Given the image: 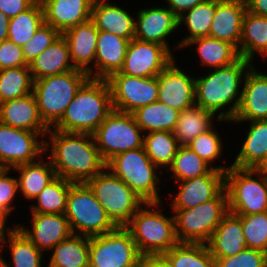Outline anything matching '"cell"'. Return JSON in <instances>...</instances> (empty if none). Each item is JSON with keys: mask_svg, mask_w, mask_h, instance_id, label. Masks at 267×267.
<instances>
[{"mask_svg": "<svg viewBox=\"0 0 267 267\" xmlns=\"http://www.w3.org/2000/svg\"><path fill=\"white\" fill-rule=\"evenodd\" d=\"M10 18L0 11V43L8 40V27Z\"/></svg>", "mask_w": 267, "mask_h": 267, "instance_id": "obj_55", "label": "cell"}, {"mask_svg": "<svg viewBox=\"0 0 267 267\" xmlns=\"http://www.w3.org/2000/svg\"><path fill=\"white\" fill-rule=\"evenodd\" d=\"M60 35L61 33L51 25L42 24L34 36L22 47L26 63L30 64L38 55L54 43Z\"/></svg>", "mask_w": 267, "mask_h": 267, "instance_id": "obj_45", "label": "cell"}, {"mask_svg": "<svg viewBox=\"0 0 267 267\" xmlns=\"http://www.w3.org/2000/svg\"><path fill=\"white\" fill-rule=\"evenodd\" d=\"M121 6L111 4L105 0H94L91 20L101 31L113 33L131 41L135 36V20Z\"/></svg>", "mask_w": 267, "mask_h": 267, "instance_id": "obj_27", "label": "cell"}, {"mask_svg": "<svg viewBox=\"0 0 267 267\" xmlns=\"http://www.w3.org/2000/svg\"><path fill=\"white\" fill-rule=\"evenodd\" d=\"M180 187L172 209H190L214 199L225 188V172L212 169L208 174L177 182Z\"/></svg>", "mask_w": 267, "mask_h": 267, "instance_id": "obj_17", "label": "cell"}, {"mask_svg": "<svg viewBox=\"0 0 267 267\" xmlns=\"http://www.w3.org/2000/svg\"><path fill=\"white\" fill-rule=\"evenodd\" d=\"M134 38L161 44L170 52L166 37L179 27L178 17L167 7H151L137 13Z\"/></svg>", "mask_w": 267, "mask_h": 267, "instance_id": "obj_19", "label": "cell"}, {"mask_svg": "<svg viewBox=\"0 0 267 267\" xmlns=\"http://www.w3.org/2000/svg\"><path fill=\"white\" fill-rule=\"evenodd\" d=\"M213 127L195 137L188 145L205 162L215 161L222 153V141Z\"/></svg>", "mask_w": 267, "mask_h": 267, "instance_id": "obj_46", "label": "cell"}, {"mask_svg": "<svg viewBox=\"0 0 267 267\" xmlns=\"http://www.w3.org/2000/svg\"><path fill=\"white\" fill-rule=\"evenodd\" d=\"M0 122L14 128L47 133L49 128L42 121L33 93L0 104Z\"/></svg>", "mask_w": 267, "mask_h": 267, "instance_id": "obj_25", "label": "cell"}, {"mask_svg": "<svg viewBox=\"0 0 267 267\" xmlns=\"http://www.w3.org/2000/svg\"><path fill=\"white\" fill-rule=\"evenodd\" d=\"M28 66L22 47L6 40L0 43V70Z\"/></svg>", "mask_w": 267, "mask_h": 267, "instance_id": "obj_48", "label": "cell"}, {"mask_svg": "<svg viewBox=\"0 0 267 267\" xmlns=\"http://www.w3.org/2000/svg\"><path fill=\"white\" fill-rule=\"evenodd\" d=\"M175 59L157 76L158 101L183 111L195 105V77L175 66Z\"/></svg>", "mask_w": 267, "mask_h": 267, "instance_id": "obj_16", "label": "cell"}, {"mask_svg": "<svg viewBox=\"0 0 267 267\" xmlns=\"http://www.w3.org/2000/svg\"><path fill=\"white\" fill-rule=\"evenodd\" d=\"M8 217V214H6L5 212L0 210V251H2L3 247L1 244L4 243V240L6 238V236L9 235L10 232H12V230L16 227V225H14V227L11 229L10 227L7 226V231H5V224H6V219ZM5 232H7V235L5 234Z\"/></svg>", "mask_w": 267, "mask_h": 267, "instance_id": "obj_54", "label": "cell"}, {"mask_svg": "<svg viewBox=\"0 0 267 267\" xmlns=\"http://www.w3.org/2000/svg\"><path fill=\"white\" fill-rule=\"evenodd\" d=\"M256 52L267 57V17L247 10L242 20L239 55L253 61Z\"/></svg>", "mask_w": 267, "mask_h": 267, "instance_id": "obj_29", "label": "cell"}, {"mask_svg": "<svg viewBox=\"0 0 267 267\" xmlns=\"http://www.w3.org/2000/svg\"><path fill=\"white\" fill-rule=\"evenodd\" d=\"M161 203H144L125 226L142 256L163 255L179 243L174 215L168 218L162 209H155Z\"/></svg>", "mask_w": 267, "mask_h": 267, "instance_id": "obj_4", "label": "cell"}, {"mask_svg": "<svg viewBox=\"0 0 267 267\" xmlns=\"http://www.w3.org/2000/svg\"><path fill=\"white\" fill-rule=\"evenodd\" d=\"M246 4L249 12L267 17V0H246Z\"/></svg>", "mask_w": 267, "mask_h": 267, "instance_id": "obj_53", "label": "cell"}, {"mask_svg": "<svg viewBox=\"0 0 267 267\" xmlns=\"http://www.w3.org/2000/svg\"><path fill=\"white\" fill-rule=\"evenodd\" d=\"M31 214V230L20 224L16 226L41 251L53 249L72 234L65 214Z\"/></svg>", "mask_w": 267, "mask_h": 267, "instance_id": "obj_20", "label": "cell"}, {"mask_svg": "<svg viewBox=\"0 0 267 267\" xmlns=\"http://www.w3.org/2000/svg\"><path fill=\"white\" fill-rule=\"evenodd\" d=\"M255 170L267 179V158L257 165Z\"/></svg>", "mask_w": 267, "mask_h": 267, "instance_id": "obj_56", "label": "cell"}, {"mask_svg": "<svg viewBox=\"0 0 267 267\" xmlns=\"http://www.w3.org/2000/svg\"><path fill=\"white\" fill-rule=\"evenodd\" d=\"M38 135L47 136V133L22 130L0 122V167L12 169L39 160L45 153V141H39Z\"/></svg>", "mask_w": 267, "mask_h": 267, "instance_id": "obj_14", "label": "cell"}, {"mask_svg": "<svg viewBox=\"0 0 267 267\" xmlns=\"http://www.w3.org/2000/svg\"><path fill=\"white\" fill-rule=\"evenodd\" d=\"M48 267H89V237L71 234L53 249Z\"/></svg>", "mask_w": 267, "mask_h": 267, "instance_id": "obj_31", "label": "cell"}, {"mask_svg": "<svg viewBox=\"0 0 267 267\" xmlns=\"http://www.w3.org/2000/svg\"><path fill=\"white\" fill-rule=\"evenodd\" d=\"M254 174L259 177L252 178ZM228 211L235 215L267 212V179L252 168L230 166L225 172Z\"/></svg>", "mask_w": 267, "mask_h": 267, "instance_id": "obj_10", "label": "cell"}, {"mask_svg": "<svg viewBox=\"0 0 267 267\" xmlns=\"http://www.w3.org/2000/svg\"><path fill=\"white\" fill-rule=\"evenodd\" d=\"M35 2L36 0H0V11L12 18L30 8Z\"/></svg>", "mask_w": 267, "mask_h": 267, "instance_id": "obj_50", "label": "cell"}, {"mask_svg": "<svg viewBox=\"0 0 267 267\" xmlns=\"http://www.w3.org/2000/svg\"><path fill=\"white\" fill-rule=\"evenodd\" d=\"M94 0H44V23L61 34L91 19Z\"/></svg>", "mask_w": 267, "mask_h": 267, "instance_id": "obj_22", "label": "cell"}, {"mask_svg": "<svg viewBox=\"0 0 267 267\" xmlns=\"http://www.w3.org/2000/svg\"><path fill=\"white\" fill-rule=\"evenodd\" d=\"M173 60L174 55L165 46L133 38L120 72L133 77H156Z\"/></svg>", "mask_w": 267, "mask_h": 267, "instance_id": "obj_15", "label": "cell"}, {"mask_svg": "<svg viewBox=\"0 0 267 267\" xmlns=\"http://www.w3.org/2000/svg\"><path fill=\"white\" fill-rule=\"evenodd\" d=\"M216 11V0H206L202 3L195 5L192 9L185 11L178 17L179 26L185 23L188 27L189 36H185L179 45L175 47H185L188 42L193 39L208 37ZM187 12V13H186Z\"/></svg>", "mask_w": 267, "mask_h": 267, "instance_id": "obj_36", "label": "cell"}, {"mask_svg": "<svg viewBox=\"0 0 267 267\" xmlns=\"http://www.w3.org/2000/svg\"><path fill=\"white\" fill-rule=\"evenodd\" d=\"M69 45L70 59L75 69L86 72L91 78L90 63H94L98 39V29L90 19L78 24L62 34Z\"/></svg>", "mask_w": 267, "mask_h": 267, "instance_id": "obj_24", "label": "cell"}, {"mask_svg": "<svg viewBox=\"0 0 267 267\" xmlns=\"http://www.w3.org/2000/svg\"><path fill=\"white\" fill-rule=\"evenodd\" d=\"M28 66L33 80L75 70L69 45L62 34Z\"/></svg>", "mask_w": 267, "mask_h": 267, "instance_id": "obj_28", "label": "cell"}, {"mask_svg": "<svg viewBox=\"0 0 267 267\" xmlns=\"http://www.w3.org/2000/svg\"><path fill=\"white\" fill-rule=\"evenodd\" d=\"M112 98L113 109L133 113L138 108L158 101L159 87L156 77H133L113 73L107 79Z\"/></svg>", "mask_w": 267, "mask_h": 267, "instance_id": "obj_13", "label": "cell"}, {"mask_svg": "<svg viewBox=\"0 0 267 267\" xmlns=\"http://www.w3.org/2000/svg\"><path fill=\"white\" fill-rule=\"evenodd\" d=\"M206 244L214 259L235 256L246 249L241 218L228 212Z\"/></svg>", "mask_w": 267, "mask_h": 267, "instance_id": "obj_26", "label": "cell"}, {"mask_svg": "<svg viewBox=\"0 0 267 267\" xmlns=\"http://www.w3.org/2000/svg\"><path fill=\"white\" fill-rule=\"evenodd\" d=\"M113 110L107 79L89 78L78 90L61 118L58 131L93 134Z\"/></svg>", "mask_w": 267, "mask_h": 267, "instance_id": "obj_3", "label": "cell"}, {"mask_svg": "<svg viewBox=\"0 0 267 267\" xmlns=\"http://www.w3.org/2000/svg\"><path fill=\"white\" fill-rule=\"evenodd\" d=\"M187 146H179L176 156L168 167L176 182L208 174L213 168L226 172L229 167H212Z\"/></svg>", "mask_w": 267, "mask_h": 267, "instance_id": "obj_42", "label": "cell"}, {"mask_svg": "<svg viewBox=\"0 0 267 267\" xmlns=\"http://www.w3.org/2000/svg\"><path fill=\"white\" fill-rule=\"evenodd\" d=\"M215 267H267V253L246 248L235 256L214 259Z\"/></svg>", "mask_w": 267, "mask_h": 267, "instance_id": "obj_47", "label": "cell"}, {"mask_svg": "<svg viewBox=\"0 0 267 267\" xmlns=\"http://www.w3.org/2000/svg\"><path fill=\"white\" fill-rule=\"evenodd\" d=\"M130 41L107 31L98 30L95 57V70H91V78L108 79L119 72L124 64Z\"/></svg>", "mask_w": 267, "mask_h": 267, "instance_id": "obj_23", "label": "cell"}, {"mask_svg": "<svg viewBox=\"0 0 267 267\" xmlns=\"http://www.w3.org/2000/svg\"><path fill=\"white\" fill-rule=\"evenodd\" d=\"M142 133L133 114L113 109L92 135L107 163L119 153L143 147Z\"/></svg>", "mask_w": 267, "mask_h": 267, "instance_id": "obj_11", "label": "cell"}, {"mask_svg": "<svg viewBox=\"0 0 267 267\" xmlns=\"http://www.w3.org/2000/svg\"><path fill=\"white\" fill-rule=\"evenodd\" d=\"M106 168L123 180L145 203L162 202L157 189L158 167L149 159L144 147L115 155Z\"/></svg>", "mask_w": 267, "mask_h": 267, "instance_id": "obj_8", "label": "cell"}, {"mask_svg": "<svg viewBox=\"0 0 267 267\" xmlns=\"http://www.w3.org/2000/svg\"><path fill=\"white\" fill-rule=\"evenodd\" d=\"M215 115L194 105L180 111L179 119L173 134L180 146H187L195 137L206 132L213 126Z\"/></svg>", "mask_w": 267, "mask_h": 267, "instance_id": "obj_34", "label": "cell"}, {"mask_svg": "<svg viewBox=\"0 0 267 267\" xmlns=\"http://www.w3.org/2000/svg\"><path fill=\"white\" fill-rule=\"evenodd\" d=\"M243 81L240 104L231 122L267 120V75L252 66Z\"/></svg>", "mask_w": 267, "mask_h": 267, "instance_id": "obj_18", "label": "cell"}, {"mask_svg": "<svg viewBox=\"0 0 267 267\" xmlns=\"http://www.w3.org/2000/svg\"><path fill=\"white\" fill-rule=\"evenodd\" d=\"M247 248L267 253V212L250 215H238Z\"/></svg>", "mask_w": 267, "mask_h": 267, "instance_id": "obj_44", "label": "cell"}, {"mask_svg": "<svg viewBox=\"0 0 267 267\" xmlns=\"http://www.w3.org/2000/svg\"><path fill=\"white\" fill-rule=\"evenodd\" d=\"M89 78L86 72L75 69L33 80L32 93L35 96L40 117L49 129L61 120L66 108Z\"/></svg>", "mask_w": 267, "mask_h": 267, "instance_id": "obj_5", "label": "cell"}, {"mask_svg": "<svg viewBox=\"0 0 267 267\" xmlns=\"http://www.w3.org/2000/svg\"><path fill=\"white\" fill-rule=\"evenodd\" d=\"M179 242L207 243L228 211L224 188L214 199L190 209H172Z\"/></svg>", "mask_w": 267, "mask_h": 267, "instance_id": "obj_7", "label": "cell"}, {"mask_svg": "<svg viewBox=\"0 0 267 267\" xmlns=\"http://www.w3.org/2000/svg\"><path fill=\"white\" fill-rule=\"evenodd\" d=\"M132 114L143 133L147 130L173 132L180 111L157 101L138 108Z\"/></svg>", "mask_w": 267, "mask_h": 267, "instance_id": "obj_33", "label": "cell"}, {"mask_svg": "<svg viewBox=\"0 0 267 267\" xmlns=\"http://www.w3.org/2000/svg\"><path fill=\"white\" fill-rule=\"evenodd\" d=\"M141 259L125 227L89 237V267H140Z\"/></svg>", "mask_w": 267, "mask_h": 267, "instance_id": "obj_12", "label": "cell"}, {"mask_svg": "<svg viewBox=\"0 0 267 267\" xmlns=\"http://www.w3.org/2000/svg\"><path fill=\"white\" fill-rule=\"evenodd\" d=\"M140 267H172L163 255L142 256Z\"/></svg>", "mask_w": 267, "mask_h": 267, "instance_id": "obj_52", "label": "cell"}, {"mask_svg": "<svg viewBox=\"0 0 267 267\" xmlns=\"http://www.w3.org/2000/svg\"><path fill=\"white\" fill-rule=\"evenodd\" d=\"M48 134L50 141L45 140V153L50 147L48 158L56 176L73 183H86L106 169V162L101 157L93 135L52 128Z\"/></svg>", "mask_w": 267, "mask_h": 267, "instance_id": "obj_1", "label": "cell"}, {"mask_svg": "<svg viewBox=\"0 0 267 267\" xmlns=\"http://www.w3.org/2000/svg\"><path fill=\"white\" fill-rule=\"evenodd\" d=\"M179 146L173 132L153 131L143 136L146 154L158 168L171 165Z\"/></svg>", "mask_w": 267, "mask_h": 267, "instance_id": "obj_40", "label": "cell"}, {"mask_svg": "<svg viewBox=\"0 0 267 267\" xmlns=\"http://www.w3.org/2000/svg\"><path fill=\"white\" fill-rule=\"evenodd\" d=\"M4 240L11 250L14 267H42V252L16 226ZM0 267H9L0 253Z\"/></svg>", "mask_w": 267, "mask_h": 267, "instance_id": "obj_37", "label": "cell"}, {"mask_svg": "<svg viewBox=\"0 0 267 267\" xmlns=\"http://www.w3.org/2000/svg\"><path fill=\"white\" fill-rule=\"evenodd\" d=\"M252 64V61L240 57L230 65L211 70L204 77L195 78V104L215 115L231 103V107L221 111L217 118L218 121H233L241 100V81Z\"/></svg>", "mask_w": 267, "mask_h": 267, "instance_id": "obj_2", "label": "cell"}, {"mask_svg": "<svg viewBox=\"0 0 267 267\" xmlns=\"http://www.w3.org/2000/svg\"><path fill=\"white\" fill-rule=\"evenodd\" d=\"M42 24H44L43 7L36 1L30 8L10 18L8 40L23 47Z\"/></svg>", "mask_w": 267, "mask_h": 267, "instance_id": "obj_41", "label": "cell"}, {"mask_svg": "<svg viewBox=\"0 0 267 267\" xmlns=\"http://www.w3.org/2000/svg\"><path fill=\"white\" fill-rule=\"evenodd\" d=\"M107 172H106V171ZM108 168L86 184L117 227H125L145 202Z\"/></svg>", "mask_w": 267, "mask_h": 267, "instance_id": "obj_9", "label": "cell"}, {"mask_svg": "<svg viewBox=\"0 0 267 267\" xmlns=\"http://www.w3.org/2000/svg\"><path fill=\"white\" fill-rule=\"evenodd\" d=\"M33 79L29 66L0 70V104L32 93Z\"/></svg>", "mask_w": 267, "mask_h": 267, "instance_id": "obj_43", "label": "cell"}, {"mask_svg": "<svg viewBox=\"0 0 267 267\" xmlns=\"http://www.w3.org/2000/svg\"><path fill=\"white\" fill-rule=\"evenodd\" d=\"M246 11V0H216L209 37L229 42L239 52L242 20Z\"/></svg>", "mask_w": 267, "mask_h": 267, "instance_id": "obj_21", "label": "cell"}, {"mask_svg": "<svg viewBox=\"0 0 267 267\" xmlns=\"http://www.w3.org/2000/svg\"><path fill=\"white\" fill-rule=\"evenodd\" d=\"M6 169L3 167H0V175L5 171Z\"/></svg>", "mask_w": 267, "mask_h": 267, "instance_id": "obj_57", "label": "cell"}, {"mask_svg": "<svg viewBox=\"0 0 267 267\" xmlns=\"http://www.w3.org/2000/svg\"><path fill=\"white\" fill-rule=\"evenodd\" d=\"M65 216L72 234L93 237L117 228L86 183H74L70 187Z\"/></svg>", "mask_w": 267, "mask_h": 267, "instance_id": "obj_6", "label": "cell"}, {"mask_svg": "<svg viewBox=\"0 0 267 267\" xmlns=\"http://www.w3.org/2000/svg\"><path fill=\"white\" fill-rule=\"evenodd\" d=\"M20 174L18 190L21 191L26 199H35L39 193L55 177V169L48 159L45 163L40 159L36 162L21 164L13 168Z\"/></svg>", "mask_w": 267, "mask_h": 267, "instance_id": "obj_32", "label": "cell"}, {"mask_svg": "<svg viewBox=\"0 0 267 267\" xmlns=\"http://www.w3.org/2000/svg\"><path fill=\"white\" fill-rule=\"evenodd\" d=\"M202 64L211 68L230 65L240 58L238 49L229 42L211 37H201L191 40L185 47L196 45Z\"/></svg>", "mask_w": 267, "mask_h": 267, "instance_id": "obj_35", "label": "cell"}, {"mask_svg": "<svg viewBox=\"0 0 267 267\" xmlns=\"http://www.w3.org/2000/svg\"><path fill=\"white\" fill-rule=\"evenodd\" d=\"M206 0H166L168 8L177 16H181L185 11L192 9L195 5Z\"/></svg>", "mask_w": 267, "mask_h": 267, "instance_id": "obj_51", "label": "cell"}, {"mask_svg": "<svg viewBox=\"0 0 267 267\" xmlns=\"http://www.w3.org/2000/svg\"><path fill=\"white\" fill-rule=\"evenodd\" d=\"M11 169H6L0 175V210L10 214L14 209L12 203L15 194L18 191V178L7 176Z\"/></svg>", "mask_w": 267, "mask_h": 267, "instance_id": "obj_49", "label": "cell"}, {"mask_svg": "<svg viewBox=\"0 0 267 267\" xmlns=\"http://www.w3.org/2000/svg\"><path fill=\"white\" fill-rule=\"evenodd\" d=\"M163 256L172 267H215V260L205 243L179 242Z\"/></svg>", "mask_w": 267, "mask_h": 267, "instance_id": "obj_38", "label": "cell"}, {"mask_svg": "<svg viewBox=\"0 0 267 267\" xmlns=\"http://www.w3.org/2000/svg\"><path fill=\"white\" fill-rule=\"evenodd\" d=\"M250 123L246 139L231 166L255 169L267 158V120Z\"/></svg>", "mask_w": 267, "mask_h": 267, "instance_id": "obj_30", "label": "cell"}, {"mask_svg": "<svg viewBox=\"0 0 267 267\" xmlns=\"http://www.w3.org/2000/svg\"><path fill=\"white\" fill-rule=\"evenodd\" d=\"M73 184L56 176L35 198L38 205L31 206V213L65 214L68 192Z\"/></svg>", "mask_w": 267, "mask_h": 267, "instance_id": "obj_39", "label": "cell"}]
</instances>
